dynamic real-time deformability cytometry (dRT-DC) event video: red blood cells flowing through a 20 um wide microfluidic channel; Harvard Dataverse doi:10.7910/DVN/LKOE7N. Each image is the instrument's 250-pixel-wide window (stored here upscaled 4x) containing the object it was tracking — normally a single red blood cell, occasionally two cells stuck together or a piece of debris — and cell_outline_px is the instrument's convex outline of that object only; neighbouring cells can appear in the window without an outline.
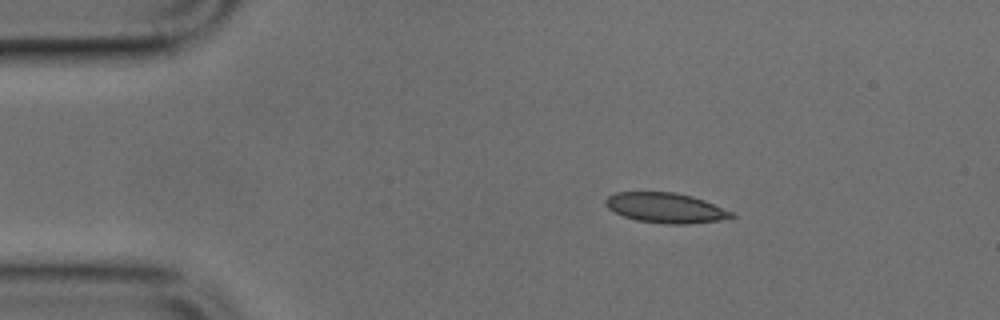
{"species": "common noctule bat (a hibernating species)", "species_latin": "Nyctalus noctula", "temperature_condition": "cold", "stored_images_in_passage": 23, "camera_frame_rate_fps": 3000, "um_per_image_px": 0.085, "animal": {"sex": "male", "body_mass_g": 17.9, "forearm_length_mm": 54.2}, "frame": {"image": 1, "passage_image": 1, "time_ms": 0.0, "image_size_px": [1000, 320], "cell_outline_px": [[736, 216], [732, 220], [688, 224], [668, 224], [636, 220], [624, 216], [608, 208], [604, 204], [604, 200], [608, 196], [616, 192], [676, 192], [692, 196], [704, 200], [732, 212]], "centroid_in_image_um": [56.63, 17.68], "position_along_channel_um": 28.4, "area_um2": 22.31}}
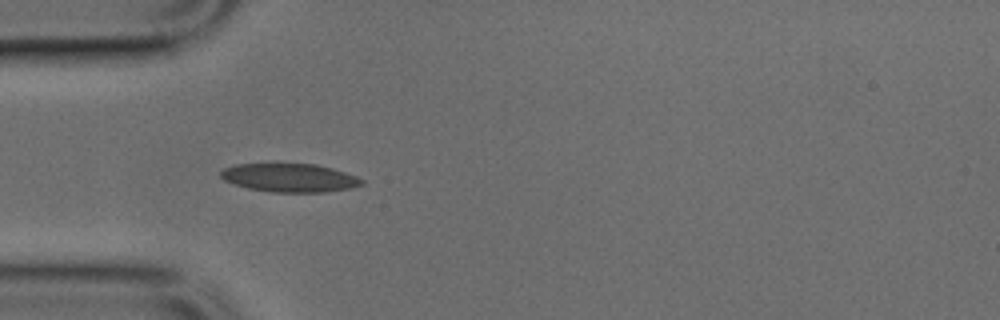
{"frame": {"image": 2, "passage_image": 7, "time_ms": 2.0, "image_size_px": [1000, 320], "cell_outline_px": [[364, 184], [352, 188], [324, 192], [272, 192], [248, 188], [224, 180], [220, 176], [220, 172], [224, 168], [236, 164], [272, 160], [276, 160], [316, 164], [332, 168], [356, 176], [364, 180]], "centroid_in_image_um": [24.58, 15.05], "position_along_channel_um": 60.4, "area_um2": 24.51}}
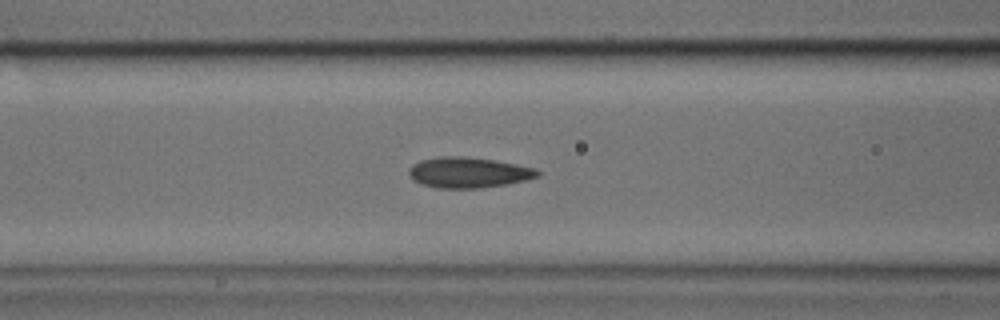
{"frame": {"image": 3, "passage_image": 12, "time_ms": 3.667, "image_size_px": [1000, 320], "cell_outline_px": [[540, 176], [508, 184], [480, 188], [436, 188], [412, 180], [408, 172], [408, 168], [412, 164], [420, 160], [440, 156], [460, 156], [496, 160], [536, 168], [540, 172]], "centroid_in_image_um": [39.81, 14.66], "position_along_channel_um": 126.8, "area_um2": 23.06}}